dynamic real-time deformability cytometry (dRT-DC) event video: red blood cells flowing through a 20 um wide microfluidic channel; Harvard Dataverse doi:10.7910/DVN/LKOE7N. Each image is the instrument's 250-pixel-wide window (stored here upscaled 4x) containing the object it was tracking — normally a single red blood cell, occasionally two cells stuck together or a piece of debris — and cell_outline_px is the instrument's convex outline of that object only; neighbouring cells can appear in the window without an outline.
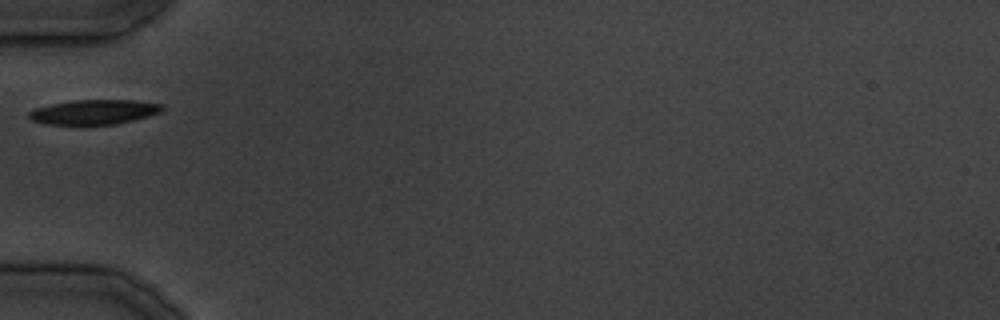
{"species": "common noctule bat (a hibernating species)", "species_latin": "Nyctalus noctula", "temperature_condition": "cold", "stored_images_in_passage": 7, "camera_frame_rate_fps": 3000, "um_per_image_px": 0.085, "animal": {"sex": "male", "body_mass_g": 19.5, "forearm_length_mm": 54.6}, "frame": {"image": 1, "passage_image": 1, "time_ms": 0.0, "image_size_px": [1000, 320], "cell_outline_px": [[164, 108], [160, 112], [148, 116], [116, 124], [44, 124], [32, 120], [28, 116], [28, 112], [36, 108], [52, 104], [72, 100], [136, 100], [164, 104]], "centroid_in_image_um": [8.01, 9.51], "position_along_channel_um": 77.0, "area_um2": 19.07}}
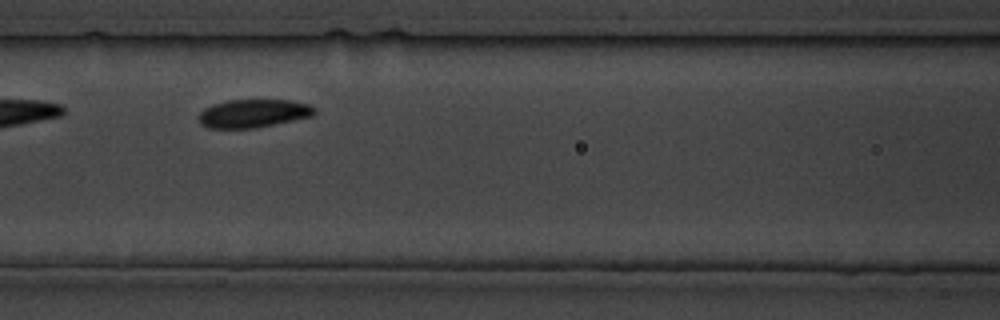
{"frame": {"image": 2, "passage_image": 5, "time_ms": 4.667, "image_size_px": [1000, 320], "cell_outline_px": [[316, 112], [312, 116], [256, 128], [208, 128], [200, 124], [196, 116], [204, 108], [212, 104], [228, 100], [288, 100], [308, 104], [316, 108]], "centroid_in_image_um": [21.48, 9.64], "position_along_channel_um": 145.1, "area_um2": 19.19}}